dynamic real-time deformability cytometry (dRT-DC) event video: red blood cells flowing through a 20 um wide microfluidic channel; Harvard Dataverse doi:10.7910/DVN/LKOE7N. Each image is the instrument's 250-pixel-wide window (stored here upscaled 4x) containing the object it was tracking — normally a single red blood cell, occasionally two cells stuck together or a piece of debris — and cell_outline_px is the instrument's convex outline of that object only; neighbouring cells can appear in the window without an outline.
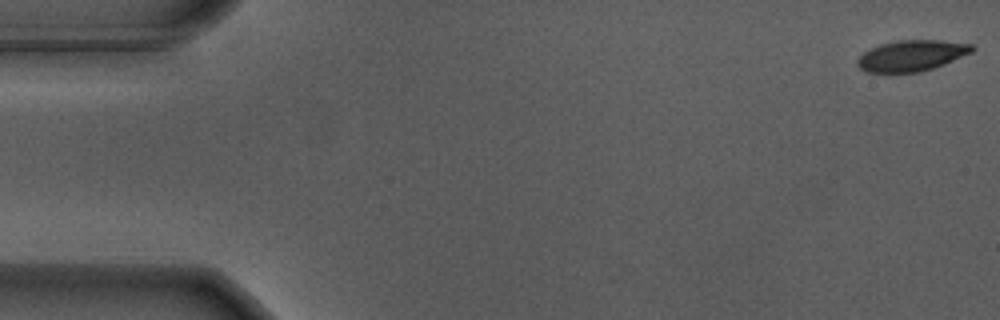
{"species": "Egyptian fruit bat (a non-hibernating species)", "species_latin": "Rousettus aegyptiacus", "temperature_condition": "warm", "stored_images_in_passage": 56, "camera_frame_rate_fps": 3000, "um_per_image_px": 0.085, "animal": {"sex": "male"}, "frame": {"image": 1, "passage_image": 1, "time_ms": 0.0, "image_size_px": [1000, 320], "cell_outline_px": [[976, 48], [972, 52], [944, 64], [920, 72], [864, 72], [856, 64], [856, 60], [864, 52], [880, 44], [900, 40], [940, 40], [972, 44]], "centroid_in_image_um": [77.49, 4.72], "position_along_channel_um": 7.5, "area_um2": 20.58}}
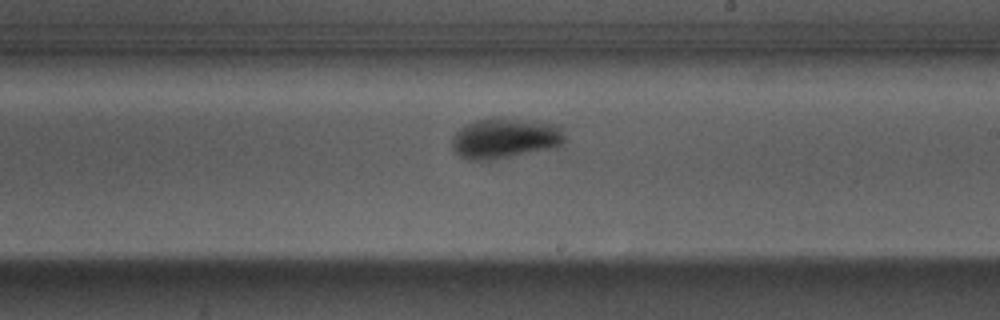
{"frame": {"image": 2, "passage_image": 32, "time_ms": 10.333, "image_size_px": [1000, 320], "cell_outline_px": [[564, 140], [560, 148], [492, 160], [468, 160], [460, 156], [452, 148], [452, 140], [456, 132], [464, 124], [476, 120], [496, 116], [504, 116], [560, 124], [564, 128]], "centroid_in_image_um": [43.0, 11.73], "position_along_channel_um": 246.0, "area_um2": 27.63}}
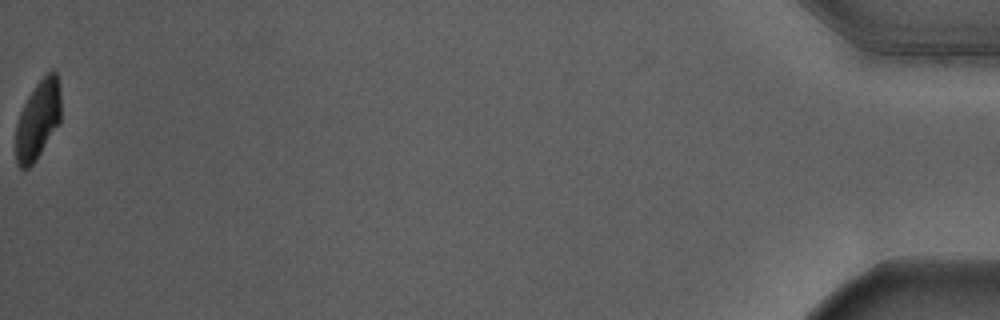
{"frame": {"image": 3, "passage_image": 56, "time_ms": 18.333, "image_size_px": [1000, 320], "cell_outline_px": [[60, 124], [36, 160], [24, 172], [16, 164], [16, 124], [20, 112], [28, 96], [36, 84], [52, 68], [56, 68], [60, 84]], "centroid_in_image_um": [3.24, 10.18], "position_along_channel_um": 432.0, "area_um2": 21.15}, "authors_computed_cell_mechanics": {"area_um2": 23.2934, "velocity_mm_per_s": 3.6831, "shape_relaxation_time_tau1_ms": 2.7475, "shape_relaxation_time_tau2_ms": null, "deformation_change_tau1": 0.1834, "deformation_change_tau2": null}}